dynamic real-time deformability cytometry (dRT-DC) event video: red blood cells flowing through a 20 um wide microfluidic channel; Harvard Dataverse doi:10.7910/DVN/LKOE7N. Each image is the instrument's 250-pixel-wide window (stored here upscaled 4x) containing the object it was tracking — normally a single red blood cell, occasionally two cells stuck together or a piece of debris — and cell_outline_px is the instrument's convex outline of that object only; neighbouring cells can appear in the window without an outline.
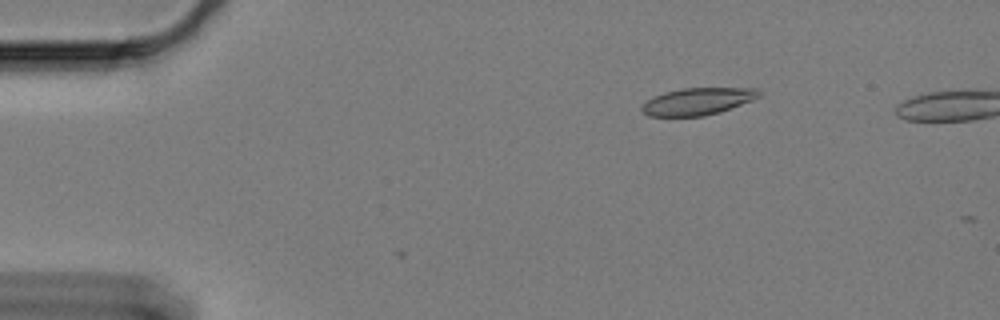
{"species": "Egyptian fruit bat (a non-hibernating species)", "species_latin": "Rousettus aegyptiacus", "temperature_condition": "cold", "stored_images_in_passage": 4, "camera_frame_rate_fps": 3000, "um_per_image_px": 0.085, "animal": {"sex": "female"}, "frame": {"image": 1, "passage_image": 2, "time_ms": 0.333, "image_size_px": [1000, 320], "cell_outline_px": [[760, 96], [752, 100], [720, 112], [704, 116], [648, 116], [640, 108], [652, 96], [664, 92], [680, 88], [756, 88], [760, 92]], "centroid_in_image_um": [59.28, 8.61], "position_along_channel_um": 25.7, "area_um2": 18.44}}